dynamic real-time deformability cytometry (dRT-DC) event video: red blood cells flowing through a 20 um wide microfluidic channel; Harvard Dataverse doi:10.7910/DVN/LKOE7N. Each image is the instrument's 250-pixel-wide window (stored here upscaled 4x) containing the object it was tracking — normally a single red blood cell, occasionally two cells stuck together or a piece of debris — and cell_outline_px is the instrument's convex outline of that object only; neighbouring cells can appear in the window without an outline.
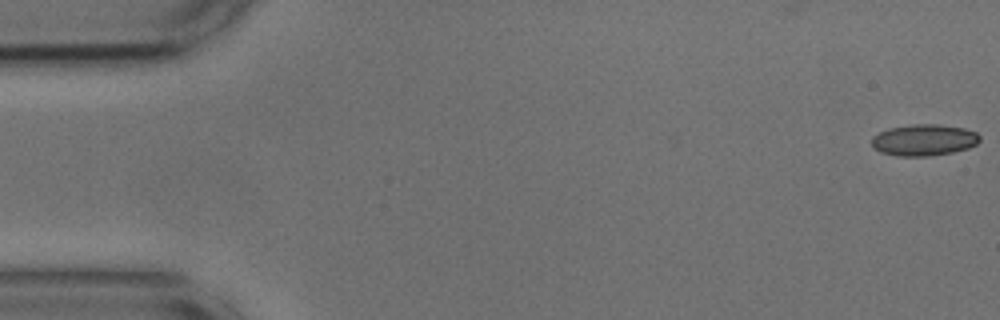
{"species": "common noctule bat (a hibernating species)", "species_latin": "Nyctalus noctula", "temperature_condition": "cold", "stored_images_in_passage": 9, "camera_frame_rate_fps": 3000, "um_per_image_px": 0.085, "animal": {"sex": "male", "body_mass_g": 17.9, "forearm_length_mm": 54.2}, "frame": {"image": 1, "passage_image": 1, "time_ms": 0.0, "image_size_px": [1000, 320], "cell_outline_px": [[980, 140], [976, 144], [968, 148], [952, 152], [928, 156], [896, 156], [880, 152], [872, 144], [872, 136], [888, 128], [912, 124], [936, 124], [964, 128], [976, 132], [980, 136]], "centroid_in_image_um": [78.53, 11.9], "position_along_channel_um": 6.5, "area_um2": 19.77}}